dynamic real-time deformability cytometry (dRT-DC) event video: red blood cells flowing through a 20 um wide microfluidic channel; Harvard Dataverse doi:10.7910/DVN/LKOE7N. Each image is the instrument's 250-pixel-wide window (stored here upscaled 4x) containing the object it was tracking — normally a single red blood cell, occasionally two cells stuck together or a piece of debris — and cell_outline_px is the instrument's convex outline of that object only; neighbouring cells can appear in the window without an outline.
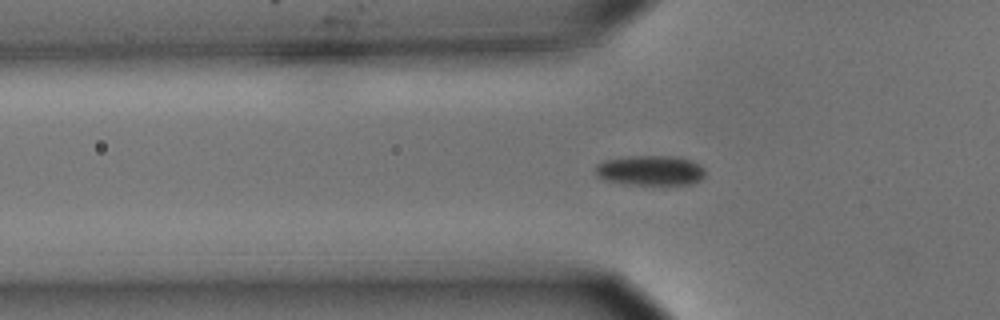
{"species": "common noctule bat (a hibernating species)", "species_latin": "Nyctalus noctula", "temperature_condition": "cold", "stored_images_in_passage": 39, "camera_frame_rate_fps": 3000, "um_per_image_px": 0.085, "animal": {"sex": "male", "body_mass_g": 15.6}, "frame": {"image": 1, "passage_image": 2, "time_ms": 0.333, "image_size_px": [1000, 320], "cell_outline_px": [[704, 176], [700, 180], [692, 184], [624, 184], [604, 180], [596, 176], [596, 164], [604, 160], [628, 156], [676, 156], [692, 160], [700, 164], [704, 168]], "centroid_in_image_um": [55.27, 14.48], "position_along_channel_um": 70.5, "area_um2": 19.36}}
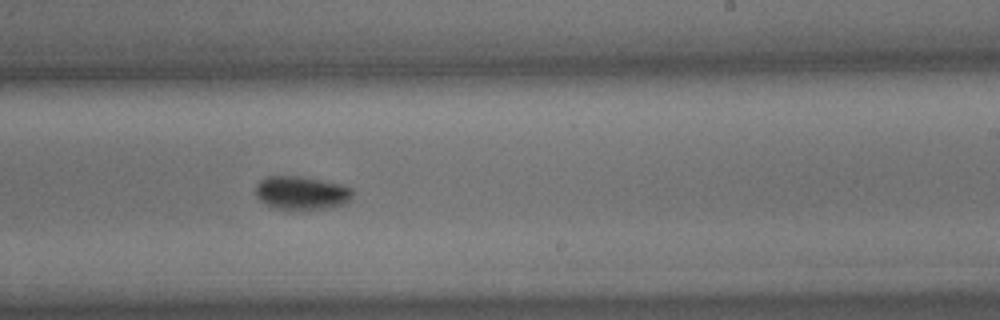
{"frame": {"image": 2, "passage_image": 18, "time_ms": 5.667, "image_size_px": [1000, 320], "cell_outline_px": [[352, 196], [348, 200], [340, 204], [328, 208], [300, 212], [288, 212], [272, 208], [264, 204], [256, 196], [256, 184], [264, 176], [300, 176], [340, 184], [352, 188]], "centroid_in_image_um": [25.55, 16.44], "position_along_channel_um": 263.5, "area_um2": 19.54}}
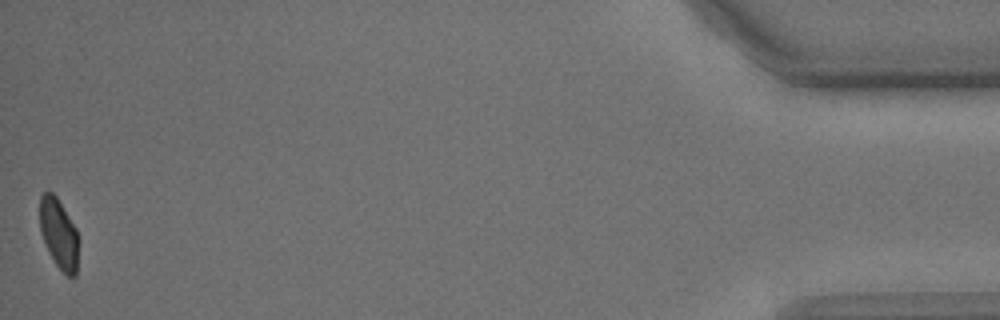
{"frame": {"image": 3, "passage_image": 39, "time_ms": 12.667, "image_size_px": [1000, 320], "cell_outline_px": [[76, 276], [68, 276], [56, 264], [48, 252], [40, 232], [40, 196], [44, 192], [52, 192], [56, 196], [76, 228]], "centroid_in_image_um": [4.95, 19.83], "position_along_channel_um": 430.2, "area_um2": 15.32}, "authors_computed_cell_mechanics": {"area_um2": 19.074, "velocity_mm_per_s": 3.614, "shape_relaxation_time_tau1_ms": 3.1122, "shape_relaxation_time_tau2_ms": null, "deformation_change_tau1": 0.1018, "deformation_change_tau2": null}}